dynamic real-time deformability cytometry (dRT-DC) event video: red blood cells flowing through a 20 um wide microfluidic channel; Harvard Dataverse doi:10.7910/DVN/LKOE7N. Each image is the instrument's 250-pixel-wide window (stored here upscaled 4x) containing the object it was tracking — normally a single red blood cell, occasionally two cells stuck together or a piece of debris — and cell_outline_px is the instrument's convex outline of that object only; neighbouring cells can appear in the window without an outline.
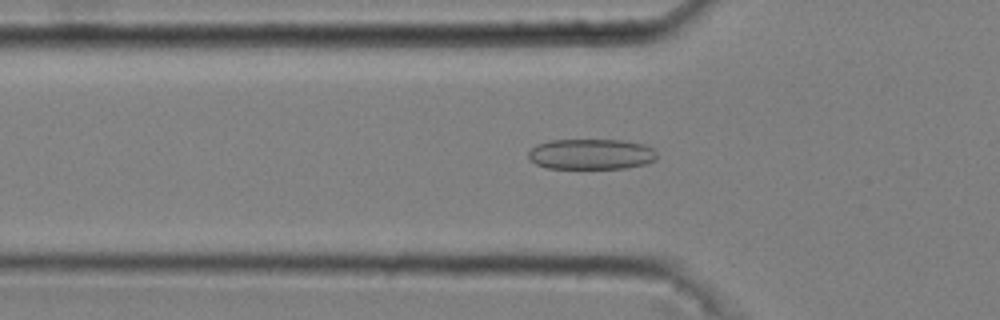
{"species": "common noctule bat (a hibernating species)", "species_latin": "Nyctalus noctula", "temperature_condition": "cold", "stored_images_in_passage": 51, "camera_frame_rate_fps": 3000, "um_per_image_px": 0.085, "animal": {"sex": "male", "body_mass_g": 20.4}, "frame": {"image": 1, "passage_image": 17, "time_ms": 5.333, "image_size_px": [1000, 320], "cell_outline_px": [[656, 160], [644, 164], [624, 168], [548, 168], [536, 164], [528, 156], [528, 152], [536, 144], [552, 140], [624, 140], [644, 144], [652, 148], [656, 152]], "centroid_in_image_um": [50.26, 13.1], "position_along_channel_um": 75.5, "area_um2": 22.83}}
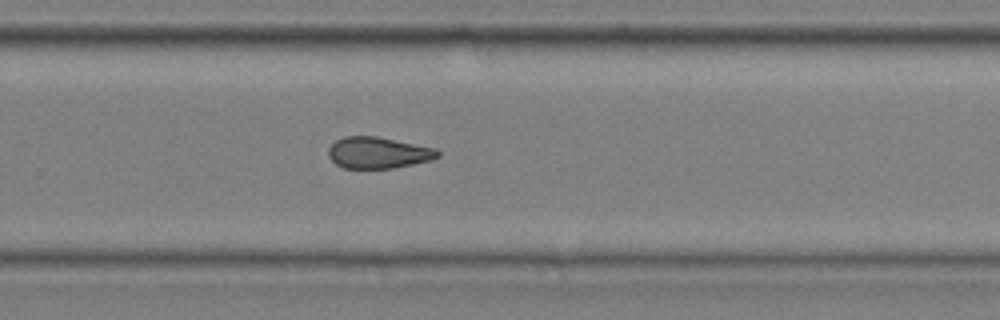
{"frame": {"image": 2, "passage_image": 35, "time_ms": 11.333, "image_size_px": [1000, 320], "cell_outline_px": [[440, 156], [432, 160], [396, 168], [344, 168], [336, 164], [328, 156], [328, 148], [336, 140], [344, 136], [376, 136], [436, 148], [440, 152]], "centroid_in_image_um": [32.16, 12.98], "position_along_channel_um": 297.6, "area_um2": 20.11}}
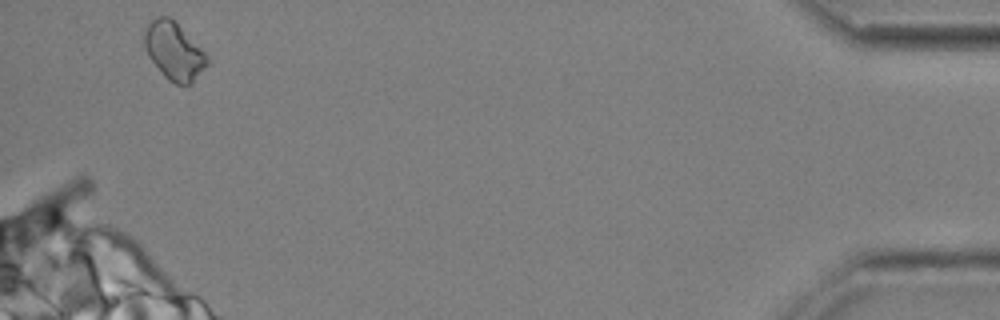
{"frame": {"image": 3, "passage_image": 50, "time_ms": 16.333, "image_size_px": [1000, 320], "cell_outline_px": [[208, 64], [192, 84], [176, 84], [168, 80], [164, 76], [148, 56], [144, 48], [144, 28], [156, 16], [168, 16], [208, 56]], "centroid_in_image_um": [14.76, 4.36], "position_along_channel_um": 420.4, "area_um2": 20.69}, "authors_computed_cell_mechanics": {"area_um2": 20.6924, "velocity_mm_per_s": 3.6995, "shape_relaxation_time_tau1_ms": null, "shape_relaxation_time_tau2_ms": 4.5754, "deformation_change_tau1": null, "deformation_change_tau2": 0.1269}}